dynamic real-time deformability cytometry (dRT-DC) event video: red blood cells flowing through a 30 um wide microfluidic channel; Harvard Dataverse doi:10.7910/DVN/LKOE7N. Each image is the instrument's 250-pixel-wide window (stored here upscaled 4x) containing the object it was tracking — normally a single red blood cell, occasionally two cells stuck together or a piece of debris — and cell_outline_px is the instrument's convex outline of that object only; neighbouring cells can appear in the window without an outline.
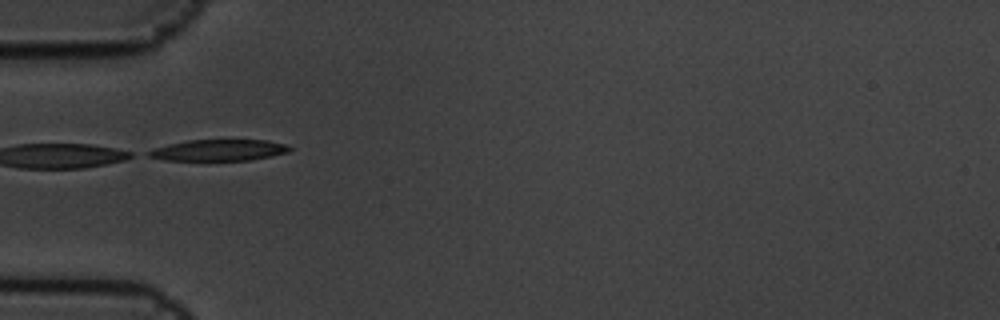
{"species": "common noctule bat (a hibernating species)", "species_latin": "Nyctalus noctula", "temperature_condition": "cold", "stored_images_in_passage": 8, "camera_frame_rate_fps": 3000, "um_per_image_px": 0.085, "animal": {"sex": "male", "body_mass_g": 19.5, "forearm_length_mm": 54.6}, "frame": {"image": 1, "passage_image": 6, "time_ms": 1.667, "image_size_px": [1000, 320], "cell_outline_px": [[292, 148], [288, 152], [272, 156], [252, 160], [164, 160], [148, 156], [144, 152], [168, 144], [188, 140], [268, 140], [284, 144]], "centroid_in_image_um": [18.59, 12.76], "position_along_channel_um": 66.4, "area_um2": 17.46}}
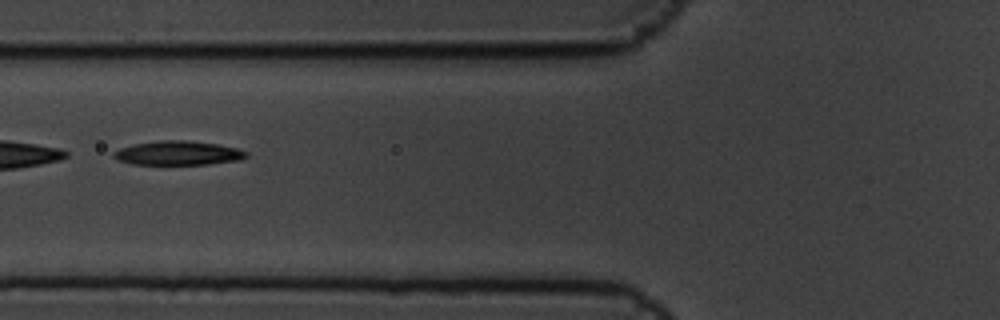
{"frame": {"image": 2, "passage_image": 7, "time_ms": 2.0, "image_size_px": [1000, 320], "cell_outline_px": [[248, 156], [240, 160], [208, 164], [132, 164], [116, 160], [112, 156], [112, 152], [120, 148], [136, 144], [160, 140], [184, 140], [216, 144], [236, 148], [248, 152]], "centroid_in_image_um": [15.11, 13.01], "position_along_channel_um": 110.7, "area_um2": 18.55}}